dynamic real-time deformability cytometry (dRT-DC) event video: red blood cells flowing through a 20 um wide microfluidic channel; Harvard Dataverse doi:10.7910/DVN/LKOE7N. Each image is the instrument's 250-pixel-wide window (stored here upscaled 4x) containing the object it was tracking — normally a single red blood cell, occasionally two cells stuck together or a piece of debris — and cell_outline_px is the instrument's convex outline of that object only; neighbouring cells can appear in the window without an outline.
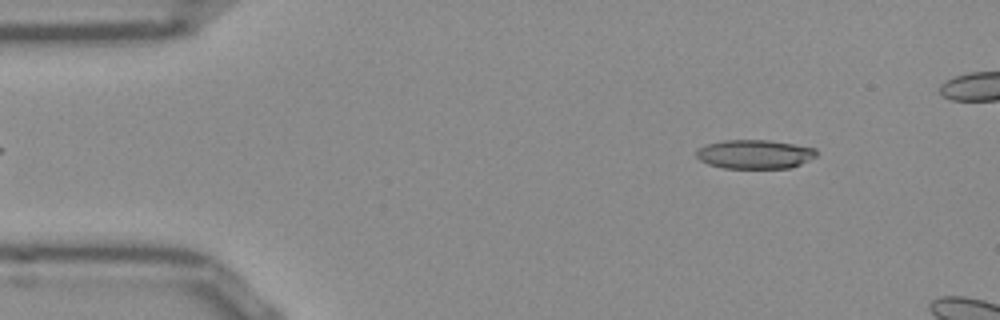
{"species": "Egyptian fruit bat (a non-hibernating species)", "species_latin": "Rousettus aegyptiacus", "temperature_condition": "room temperature", "stored_images_in_passage": 12, "camera_frame_rate_fps": 3000, "um_per_image_px": 0.085, "frame": {"image": 1, "passage_image": 6, "time_ms": 1.667, "image_size_px": [1000, 320], "cell_outline_px": [[816, 156], [792, 168], [724, 168], [708, 164], [700, 160], [696, 156], [696, 152], [704, 144], [724, 140], [768, 140], [816, 148]], "centroid_in_image_um": [64.13, 13.11], "position_along_channel_um": 20.9, "area_um2": 20.23}}